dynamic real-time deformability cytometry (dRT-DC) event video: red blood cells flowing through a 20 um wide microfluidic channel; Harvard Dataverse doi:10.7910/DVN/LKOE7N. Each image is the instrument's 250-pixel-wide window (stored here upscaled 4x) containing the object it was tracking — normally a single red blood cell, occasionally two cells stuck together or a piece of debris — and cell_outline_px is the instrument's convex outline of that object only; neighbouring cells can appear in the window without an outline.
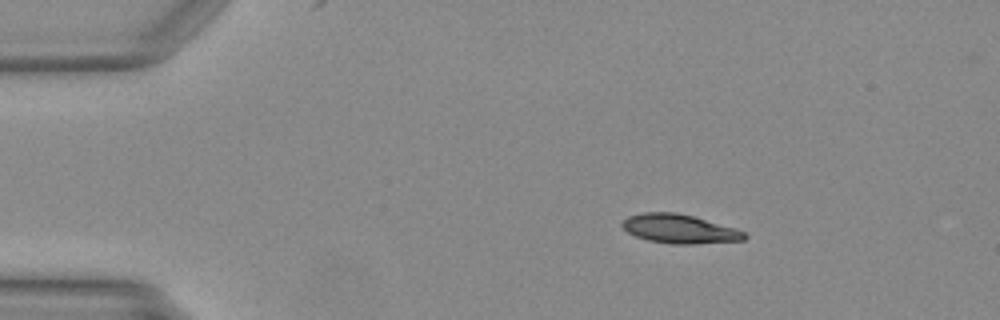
{"species": "Egyptian fruit bat (a non-hibernating species)", "species_latin": "Rousettus aegyptiacus", "temperature_condition": "warm", "stored_images_in_passage": 42, "camera_frame_rate_fps": 3000, "um_per_image_px": 0.085, "animal": {"sex": "female"}, "frame": {"image": 1, "passage_image": 1, "time_ms": 0.0, "image_size_px": [1000, 320], "cell_outline_px": [[748, 236], [744, 240], [692, 244], [672, 244], [648, 240], [636, 236], [628, 232], [620, 224], [628, 216], [644, 212], [676, 212], [692, 216], [736, 228], [744, 232]], "centroid_in_image_um": [57.75, 19.45], "position_along_channel_um": 27.2, "area_um2": 20.52}}
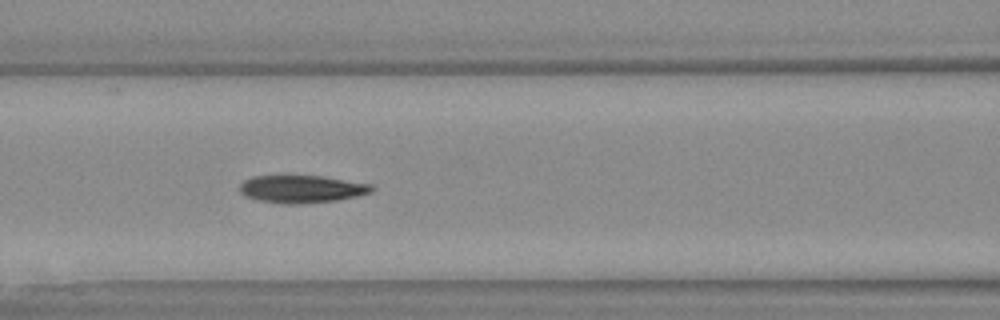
{"frame": {"image": 2, "passage_image": 14, "time_ms": 4.333, "image_size_px": [1000, 320], "cell_outline_px": [[376, 188], [372, 192], [356, 196], [336, 200], [296, 204], [284, 204], [260, 200], [244, 196], [240, 192], [240, 184], [244, 180], [252, 176], [320, 176], [372, 184]], "centroid_in_image_um": [25.65, 16.06], "position_along_channel_um": 141.0, "area_um2": 21.1}}
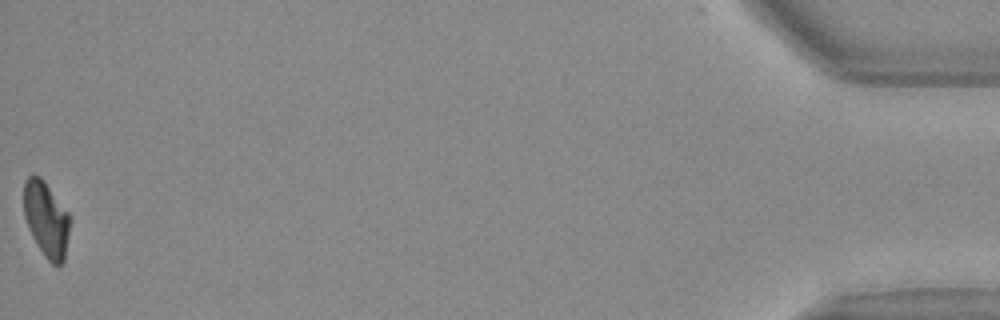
{"frame": {"image": 3, "passage_image": 42, "time_ms": 13.667, "image_size_px": [1000, 320], "cell_outline_px": [[72, 220], [64, 260], [60, 264], [52, 264], [44, 256], [32, 236], [28, 228], [24, 216], [24, 180], [32, 172], [40, 176], [68, 212]], "centroid_in_image_um": [3.94, 18.61], "position_along_channel_um": 431.3, "area_um2": 20.46}}